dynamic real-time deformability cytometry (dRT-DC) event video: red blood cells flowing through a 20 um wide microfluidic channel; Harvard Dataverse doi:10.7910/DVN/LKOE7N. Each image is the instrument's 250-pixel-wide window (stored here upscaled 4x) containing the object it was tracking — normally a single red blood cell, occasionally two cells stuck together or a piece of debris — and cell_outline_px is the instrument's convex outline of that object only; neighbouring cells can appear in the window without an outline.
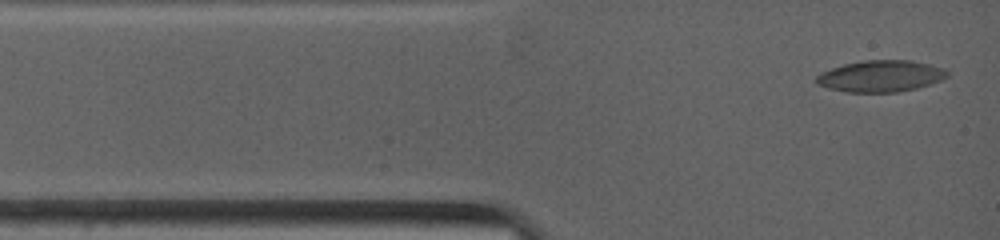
{"species": "common noctule bat (a hibernating species)", "species_latin": "Nyctalus noctula", "temperature_condition": "warm", "stored_images_in_passage": 41, "camera_frame_rate_fps": 4500, "um_per_image_px": 0.085, "animal": {"sex": "female", "body_mass_g": 19.0, "forearm_length_mm": 53.3}, "frame": {"image": 1, "passage_image": 1, "time_ms": 0.0, "image_size_px": [1000, 240], "cell_outline_px": [[948, 76], [940, 80], [916, 88], [896, 92], [848, 92], [828, 88], [816, 84], [816, 76], [820, 72], [844, 64], [864, 60], [912, 60], [944, 68], [948, 72]], "centroid_in_image_um": [74.83, 6.46], "position_along_channel_um": 10.2, "area_um2": 23.93}}
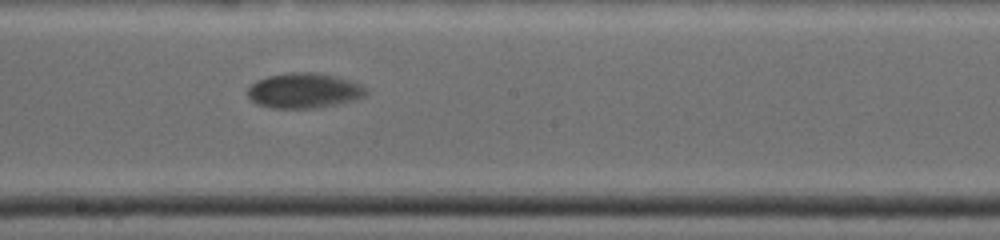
{"frame": {"image": 2, "passage_image": 18, "time_ms": 6.667, "image_size_px": [1000, 240], "cell_outline_px": [[368, 92], [364, 96], [356, 100], [320, 108], [272, 108], [256, 104], [248, 96], [248, 88], [256, 80], [268, 76], [292, 72], [316, 72], [336, 76], [360, 84]], "centroid_in_image_um": [25.84, 7.71], "position_along_channel_um": 222.4, "area_um2": 24.33}}
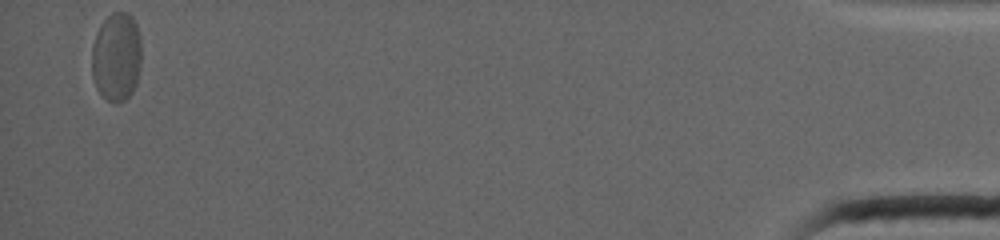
{"frame": {"image": 3, "passage_image": 41, "time_ms": 16.0, "image_size_px": [1000, 240], "cell_outline_px": [[140, 68], [136, 84], [132, 92], [124, 100], [116, 104], [108, 100], [96, 88], [92, 76], [92, 44], [96, 32], [100, 24], [112, 12], [128, 12], [132, 16], [136, 24], [140, 36]], "centroid_in_image_um": [9.89, 4.82], "position_along_channel_um": 425.3, "area_um2": 25.89}, "authors_computed_cell_mechanics": {"area_um2": 24.4494, "velocity_mm_per_s": 3.7131, "shape_relaxation_time_tau1_ms": 6.7567, "shape_relaxation_time_tau2_ms": null, "deformation_change_tau1": 0.1435, "deformation_change_tau2": null}}